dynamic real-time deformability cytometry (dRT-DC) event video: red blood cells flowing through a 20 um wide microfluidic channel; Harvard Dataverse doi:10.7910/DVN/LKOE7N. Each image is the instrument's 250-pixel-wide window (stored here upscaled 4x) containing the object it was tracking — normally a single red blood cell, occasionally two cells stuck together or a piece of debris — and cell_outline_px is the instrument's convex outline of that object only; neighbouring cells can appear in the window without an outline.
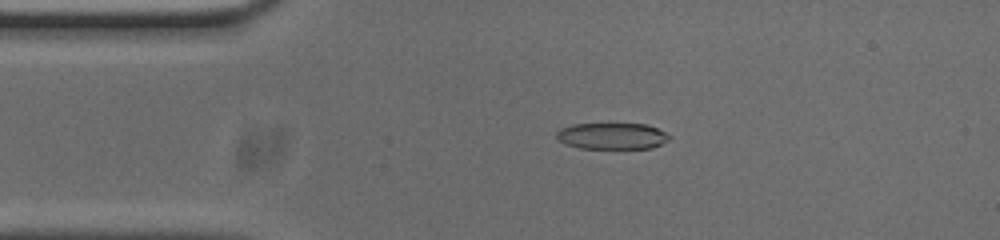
{"species": "common noctule bat (a hibernating species)", "species_latin": "Nyctalus noctula", "temperature_condition": "cold", "stored_images_in_passage": 46, "camera_frame_rate_fps": 3000, "um_per_image_px": 0.085, "animal": {"sex": "male", "body_mass_g": 20.0, "forearm_length_mm": 53.3}, "frame": {"image": 1, "passage_image": 3, "time_ms": 0.667, "image_size_px": [1000, 240], "cell_outline_px": [[672, 136], [668, 140], [652, 148], [580, 148], [564, 144], [556, 140], [556, 132], [560, 128], [572, 124], [648, 124]], "centroid_in_image_um": [51.98, 11.56], "position_along_channel_um": 33.0, "area_um2": 17.4}}
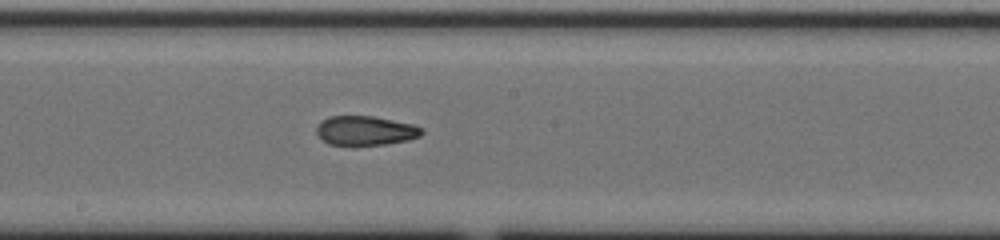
{"frame": {"image": 2, "passage_image": 20, "time_ms": 6.333, "image_size_px": [1000, 240], "cell_outline_px": [[424, 132], [420, 136], [408, 140], [384, 144], [356, 148], [352, 148], [328, 144], [320, 140], [316, 132], [316, 128], [320, 120], [328, 116], [372, 116], [412, 124], [424, 128]], "centroid_in_image_um": [30.99, 11.15], "position_along_channel_um": 217.2, "area_um2": 18.84}}
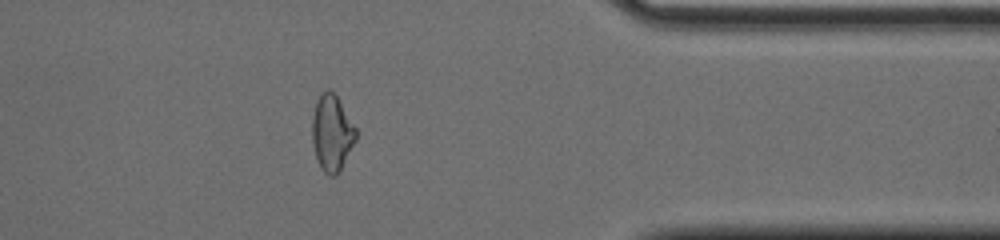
{"frame": {"image": 3, "passage_image": 35, "time_ms": 11.333, "image_size_px": [1000, 240], "cell_outline_px": [[356, 140], [340, 172], [336, 176], [328, 176], [324, 172], [316, 156], [312, 140], [312, 116], [316, 100], [328, 88], [336, 96], [356, 128]], "centroid_in_image_um": [28.21, 11.34], "position_along_channel_um": 383.2, "area_um2": 19.25}, "authors_computed_cell_mechanics": {"area_um2": 19.2185, "velocity_mm_per_s": 3.762, "shape_relaxation_time_tau1_ms": null, "shape_relaxation_time_tau2_ms": 2.6273, "deformation_change_tau1": null, "deformation_change_tau2": 0.0934}}